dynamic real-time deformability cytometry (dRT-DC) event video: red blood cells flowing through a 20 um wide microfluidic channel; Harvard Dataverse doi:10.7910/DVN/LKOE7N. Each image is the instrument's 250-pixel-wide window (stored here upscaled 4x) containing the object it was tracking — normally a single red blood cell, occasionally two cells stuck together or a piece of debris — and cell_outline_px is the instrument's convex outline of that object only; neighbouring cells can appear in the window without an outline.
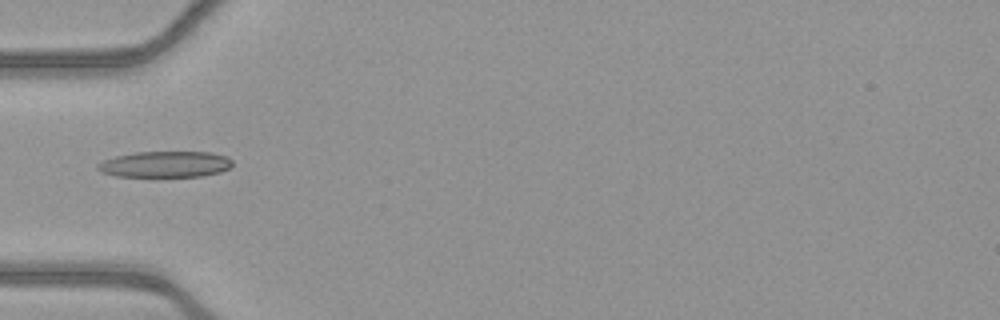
{"species": "common noctule bat (a hibernating species)", "species_latin": "Nyctalus noctula", "temperature_condition": "warm", "stored_images_in_passage": 36, "camera_frame_rate_fps": 3000, "um_per_image_px": 0.085, "animal": {"sex": "female", "body_mass_g": 21.9}, "frame": {"image": 1, "passage_image": 1, "time_ms": 0.0, "image_size_px": [1000, 320], "cell_outline_px": [[232, 164], [228, 168], [220, 172], [200, 176], [116, 176], [100, 172], [96, 168], [96, 164], [104, 160], [116, 156], [136, 152], [212, 152], [228, 156], [232, 160]], "centroid_in_image_um": [14.04, 13.95], "position_along_channel_um": 71.0, "area_um2": 20.46}}
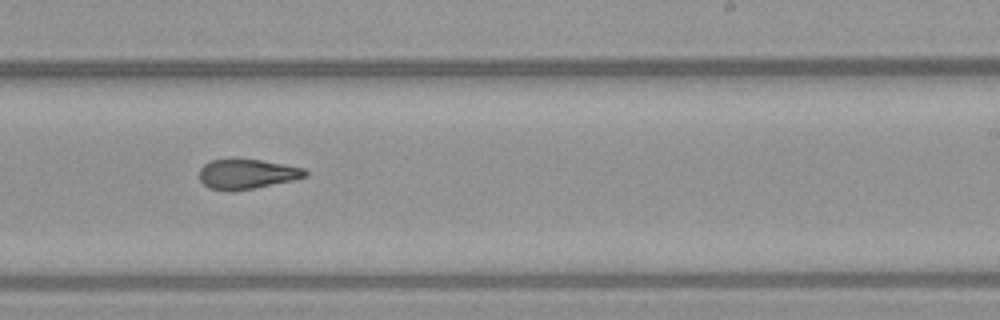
{"frame": {"image": 2, "passage_image": 16, "time_ms": 5.0, "image_size_px": [1000, 320], "cell_outline_px": [[308, 176], [292, 180], [252, 188], [208, 188], [200, 180], [200, 168], [204, 164], [212, 160], [236, 156], [284, 164], [304, 168], [308, 172]], "centroid_in_image_um": [21.0, 14.71], "position_along_channel_um": 268.0, "area_um2": 18.21}}
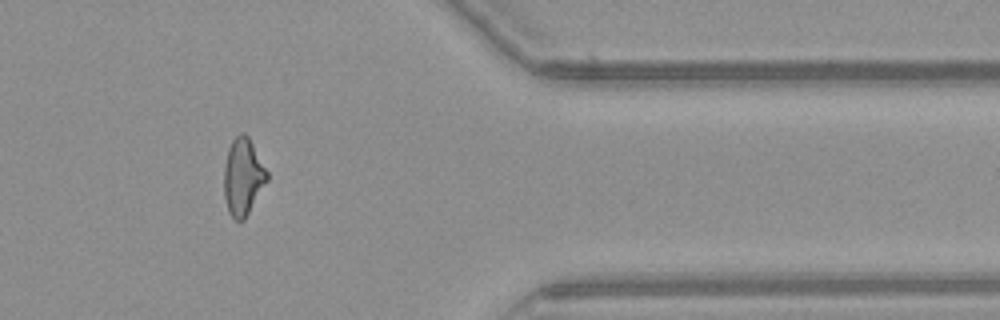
{"frame": {"image": 3, "passage_image": 27, "time_ms": 8.667, "image_size_px": [1000, 320], "cell_outline_px": [[268, 180], [244, 220], [236, 220], [228, 212], [224, 196], [224, 168], [228, 148], [232, 140], [240, 132], [244, 132], [248, 136], [268, 172]], "centroid_in_image_um": [20.65, 15.02], "position_along_channel_um": 390.8, "area_um2": 19.25}, "authors_computed_cell_mechanics": {"area_um2": 19.1607, "velocity_mm_per_s": 3.9192, "shape_relaxation_time_tau1_ms": null, "shape_relaxation_time_tau2_ms": 2.7237, "deformation_change_tau1": null, "deformation_change_tau2": 0.1167}}